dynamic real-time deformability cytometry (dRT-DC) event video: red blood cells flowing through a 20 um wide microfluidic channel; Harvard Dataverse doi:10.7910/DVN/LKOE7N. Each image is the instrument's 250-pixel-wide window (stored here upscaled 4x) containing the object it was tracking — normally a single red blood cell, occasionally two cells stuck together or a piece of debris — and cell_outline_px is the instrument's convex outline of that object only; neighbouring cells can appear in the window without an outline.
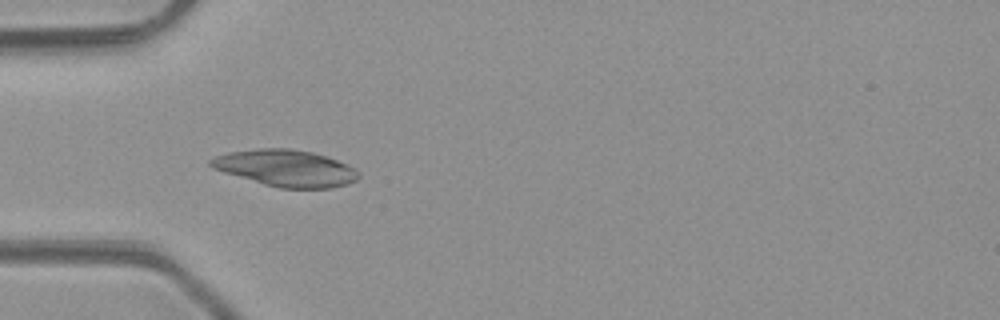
{"species": "common noctule bat (a hibernating species)", "species_latin": "Nyctalus noctula", "temperature_condition": "room temperature", "stored_images_in_passage": 2, "camera_frame_rate_fps": 3000, "um_per_image_px": 0.085, "animal": {"sex": "male", "body_mass_g": 23.1, "forearm_length_mm": 52.7}, "frame": {"image": 1, "passage_image": 1, "time_ms": 0.0, "image_size_px": [1000, 320], "cell_outline_px": [[360, 176], [356, 180], [348, 184], [332, 188], [280, 188], [264, 184], [224, 172], [212, 168], [208, 164], [208, 160], [216, 156], [228, 152], [256, 148], [292, 148], [312, 152], [348, 164], [356, 168]], "centroid_in_image_um": [24.3, 14.28], "position_along_channel_um": 60.7, "area_um2": 31.62}}
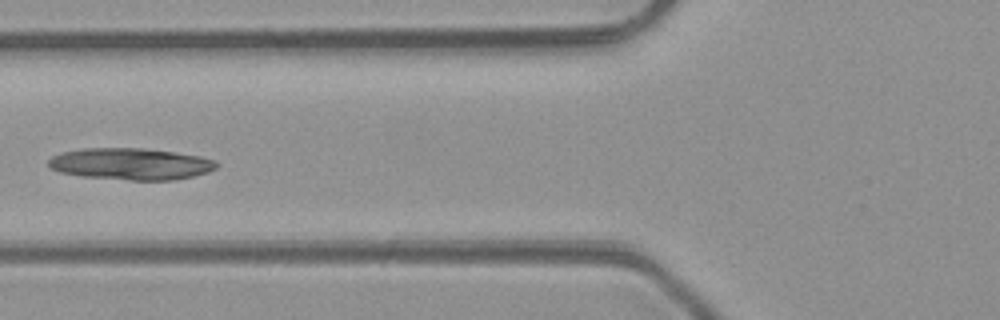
{"frame": {"image": 2, "passage_image": 2, "time_ms": 1.333, "image_size_px": [1000, 320], "cell_outline_px": [[220, 164], [216, 168], [208, 172], [192, 176], [172, 180], [128, 180], [84, 176], [60, 172], [52, 168], [48, 164], [48, 160], [52, 156], [60, 152], [84, 148], [144, 148], [200, 156], [216, 160]], "centroid_in_image_um": [11.13, 13.93], "position_along_channel_um": 114.7, "area_um2": 30.98}}